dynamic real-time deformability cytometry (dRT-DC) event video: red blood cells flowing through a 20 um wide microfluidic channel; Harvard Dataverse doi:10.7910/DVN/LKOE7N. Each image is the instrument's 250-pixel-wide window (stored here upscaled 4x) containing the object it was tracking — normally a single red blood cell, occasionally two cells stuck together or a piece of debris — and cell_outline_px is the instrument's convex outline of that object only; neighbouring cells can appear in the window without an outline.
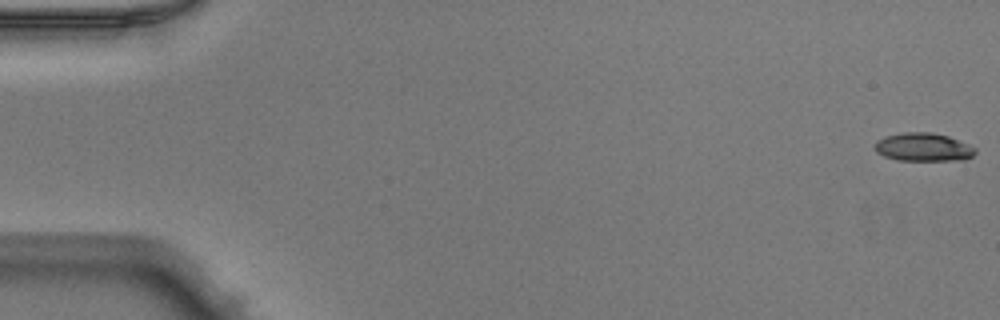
{"species": "Egyptian fruit bat (a non-hibernating species)", "species_latin": "Rousettus aegyptiacus", "temperature_condition": "warm", "stored_images_in_passage": 51, "camera_frame_rate_fps": 3000, "um_per_image_px": 0.085, "animal": {"sex": "male"}, "frame": {"image": 1, "passage_image": 1, "time_ms": 0.0, "image_size_px": [1000, 320], "cell_outline_px": [[976, 152], [972, 156], [964, 160], [896, 160], [884, 156], [876, 152], [876, 140], [884, 136], [904, 132], [932, 132], [948, 136], [968, 144], [976, 148]], "centroid_in_image_um": [78.48, 12.5], "position_along_channel_um": 6.5, "area_um2": 16.59}}
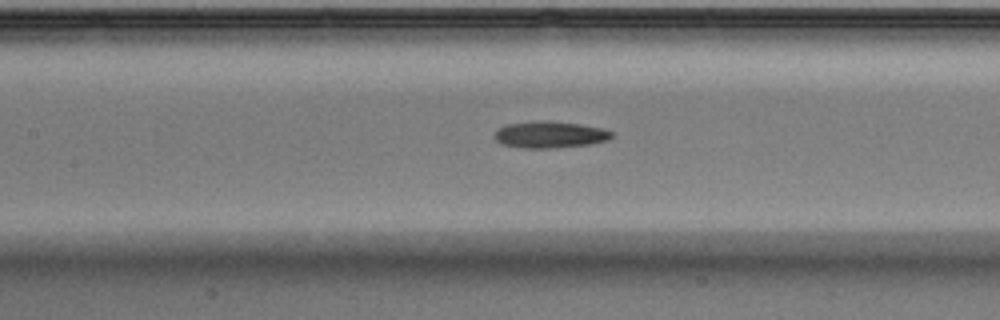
{"frame": {"image": 2, "passage_image": 24, "time_ms": 7.667, "image_size_px": [1000, 320], "cell_outline_px": [[612, 136], [608, 140], [592, 144], [548, 148], [524, 148], [500, 144], [492, 136], [500, 128], [508, 124], [540, 120], [580, 124], [604, 128], [612, 132]], "centroid_in_image_um": [46.74, 11.45], "position_along_channel_um": 160.7, "area_um2": 18.15}}
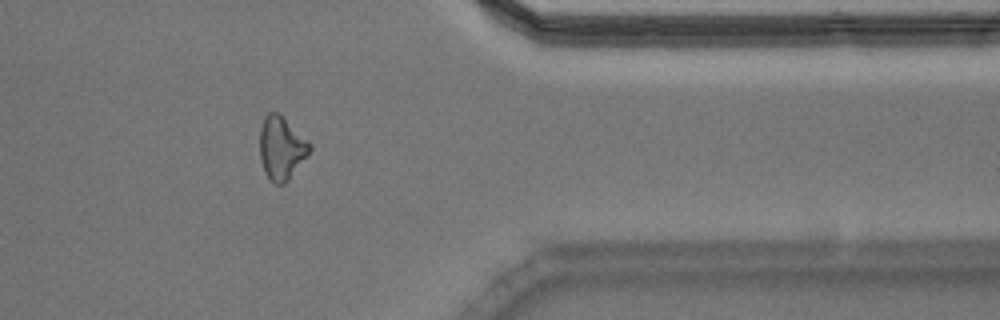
{"frame": {"image": 3, "passage_image": 42, "time_ms": 13.667, "image_size_px": [1000, 320], "cell_outline_px": [[312, 148], [288, 180], [284, 184], [276, 184], [264, 172], [260, 160], [260, 128], [264, 116], [268, 112], [276, 112], [308, 140], [312, 144]], "centroid_in_image_um": [23.9, 12.58], "position_along_channel_um": 387.5, "area_um2": 18.03}}